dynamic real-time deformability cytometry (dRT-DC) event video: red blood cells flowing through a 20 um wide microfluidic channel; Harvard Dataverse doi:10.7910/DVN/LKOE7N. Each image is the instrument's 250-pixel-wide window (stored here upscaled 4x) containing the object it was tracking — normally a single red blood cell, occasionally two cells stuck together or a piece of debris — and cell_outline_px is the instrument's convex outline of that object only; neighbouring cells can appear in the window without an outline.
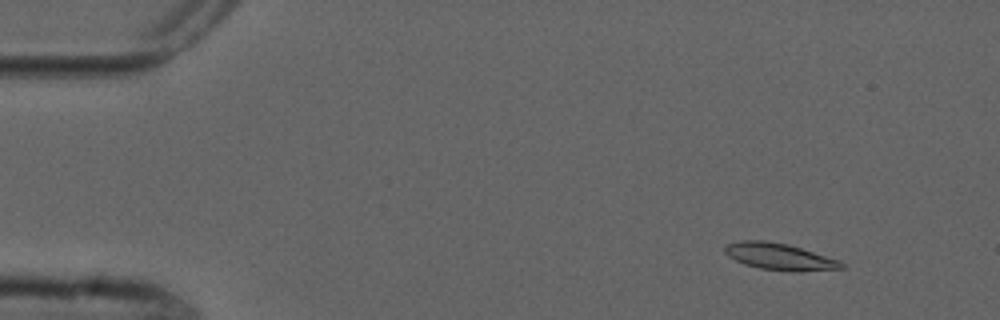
{"species": "common noctule bat (a hibernating species)", "species_latin": "Nyctalus noctula", "temperature_condition": "cold", "stored_images_in_passage": 5, "camera_frame_rate_fps": 3000, "um_per_image_px": 0.085, "animal": {"sex": "male", "forearm_length_mm": 52.5}, "frame": {"image": 1, "passage_image": 2, "time_ms": 1.0, "image_size_px": [1000, 320], "cell_outline_px": [[844, 268], [800, 272], [788, 272], [760, 268], [744, 264], [728, 256], [724, 252], [724, 248], [728, 244], [740, 240], [764, 240], [788, 244], [840, 260], [844, 264]], "centroid_in_image_um": [66.27, 21.82], "position_along_channel_um": 18.7, "area_um2": 18.26}}